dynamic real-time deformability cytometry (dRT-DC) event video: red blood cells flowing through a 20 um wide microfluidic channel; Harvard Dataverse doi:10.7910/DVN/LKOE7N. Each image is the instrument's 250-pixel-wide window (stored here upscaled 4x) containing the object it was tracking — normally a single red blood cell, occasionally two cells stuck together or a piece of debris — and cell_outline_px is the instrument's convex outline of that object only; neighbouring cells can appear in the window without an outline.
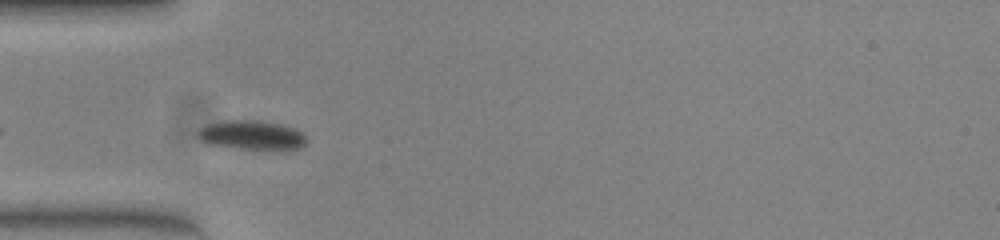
{"species": "common noctule bat (a hibernating species)", "species_latin": "Nyctalus noctula", "temperature_condition": "warm", "stored_images_in_passage": 24, "camera_frame_rate_fps": 3000, "um_per_image_px": 0.085, "animal": {"sex": "female", "body_mass_g": 23.0, "forearm_length_mm": 53.4}, "frame": {"image": 1, "passage_image": 3, "time_ms": 0.667, "image_size_px": [1000, 240], "cell_outline_px": [[308, 140], [300, 148], [240, 148], [216, 144], [200, 140], [196, 136], [196, 132], [200, 128], [208, 124], [224, 120], [256, 120], [280, 124], [296, 128]], "centroid_in_image_um": [21.38, 11.45], "position_along_channel_um": 63.6, "area_um2": 17.98}}
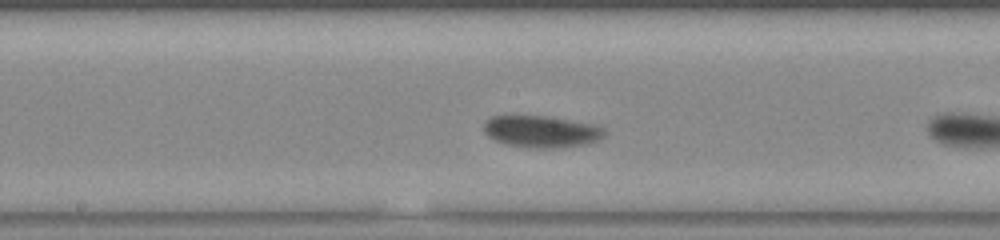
{"frame": {"image": 2, "passage_image": 12, "time_ms": 3.667, "image_size_px": [1000, 240], "cell_outline_px": [[604, 132], [596, 140], [584, 144], [552, 148], [532, 148], [508, 144], [496, 140], [488, 136], [484, 132], [484, 124], [492, 116], [544, 116], [568, 120], [588, 124], [604, 128]], "centroid_in_image_um": [45.95, 11.18], "position_along_channel_um": 202.3, "area_um2": 21.62}}
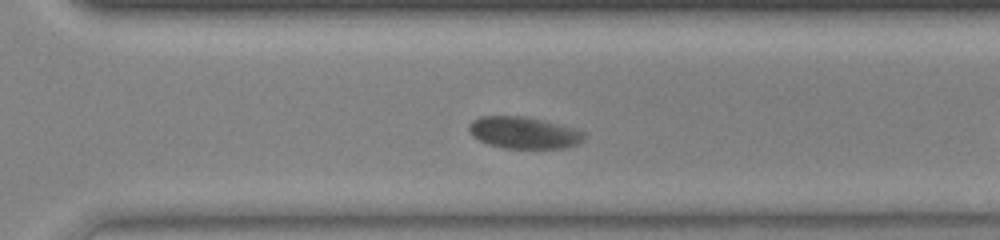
{"frame": {"image": 3, "passage_image": 22, "time_ms": 7.0, "image_size_px": [1000, 240], "cell_outline_px": [[584, 140], [576, 144], [564, 148], [504, 148], [488, 144], [472, 136], [468, 128], [468, 124], [472, 120], [480, 116], [524, 116], [576, 128], [584, 132]], "centroid_in_image_um": [44.51, 11.27], "position_along_channel_um": 326.1, "area_um2": 21.33}}